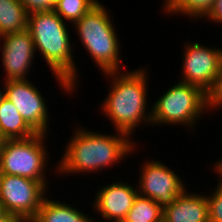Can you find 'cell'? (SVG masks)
<instances>
[{
    "label": "cell",
    "instance_id": "ba28073f",
    "mask_svg": "<svg viewBox=\"0 0 222 222\" xmlns=\"http://www.w3.org/2000/svg\"><path fill=\"white\" fill-rule=\"evenodd\" d=\"M48 188L47 181L1 174L0 203L11 216L31 222L38 213Z\"/></svg>",
    "mask_w": 222,
    "mask_h": 222
},
{
    "label": "cell",
    "instance_id": "cb8c5ba5",
    "mask_svg": "<svg viewBox=\"0 0 222 222\" xmlns=\"http://www.w3.org/2000/svg\"><path fill=\"white\" fill-rule=\"evenodd\" d=\"M213 168L214 169L212 171H214L213 173H215L217 175V177H219L217 180V184L218 186L222 187V157L221 159H217V161L213 162Z\"/></svg>",
    "mask_w": 222,
    "mask_h": 222
},
{
    "label": "cell",
    "instance_id": "44dd1931",
    "mask_svg": "<svg viewBox=\"0 0 222 222\" xmlns=\"http://www.w3.org/2000/svg\"><path fill=\"white\" fill-rule=\"evenodd\" d=\"M28 12L53 10L58 0H20Z\"/></svg>",
    "mask_w": 222,
    "mask_h": 222
},
{
    "label": "cell",
    "instance_id": "5b68a950",
    "mask_svg": "<svg viewBox=\"0 0 222 222\" xmlns=\"http://www.w3.org/2000/svg\"><path fill=\"white\" fill-rule=\"evenodd\" d=\"M170 87L151 103V126L184 125L192 131L203 116L214 111L211 97L201 88L182 81Z\"/></svg>",
    "mask_w": 222,
    "mask_h": 222
},
{
    "label": "cell",
    "instance_id": "6da1fadb",
    "mask_svg": "<svg viewBox=\"0 0 222 222\" xmlns=\"http://www.w3.org/2000/svg\"><path fill=\"white\" fill-rule=\"evenodd\" d=\"M78 127L72 131L54 174L59 173L61 177V174H98L107 167L112 169L113 165L119 166L130 153H135L138 143L126 133L115 131L114 135L92 131L79 125Z\"/></svg>",
    "mask_w": 222,
    "mask_h": 222
},
{
    "label": "cell",
    "instance_id": "3957f363",
    "mask_svg": "<svg viewBox=\"0 0 222 222\" xmlns=\"http://www.w3.org/2000/svg\"><path fill=\"white\" fill-rule=\"evenodd\" d=\"M147 68L115 71L102 74L110 79L109 91L99 110L113 125L115 131L128 134L130 137L136 128L151 126V111L147 100L148 81ZM149 76V78H148ZM148 106V107H147ZM149 109V110H148ZM132 135V136H131Z\"/></svg>",
    "mask_w": 222,
    "mask_h": 222
},
{
    "label": "cell",
    "instance_id": "9a60e30c",
    "mask_svg": "<svg viewBox=\"0 0 222 222\" xmlns=\"http://www.w3.org/2000/svg\"><path fill=\"white\" fill-rule=\"evenodd\" d=\"M37 134L6 97L0 103V136L4 140L27 139Z\"/></svg>",
    "mask_w": 222,
    "mask_h": 222
},
{
    "label": "cell",
    "instance_id": "83f0119b",
    "mask_svg": "<svg viewBox=\"0 0 222 222\" xmlns=\"http://www.w3.org/2000/svg\"><path fill=\"white\" fill-rule=\"evenodd\" d=\"M4 139L0 136V154H1V148L3 145Z\"/></svg>",
    "mask_w": 222,
    "mask_h": 222
},
{
    "label": "cell",
    "instance_id": "d4e9b609",
    "mask_svg": "<svg viewBox=\"0 0 222 222\" xmlns=\"http://www.w3.org/2000/svg\"><path fill=\"white\" fill-rule=\"evenodd\" d=\"M9 216V213L0 203V222L5 220Z\"/></svg>",
    "mask_w": 222,
    "mask_h": 222
},
{
    "label": "cell",
    "instance_id": "277c9868",
    "mask_svg": "<svg viewBox=\"0 0 222 222\" xmlns=\"http://www.w3.org/2000/svg\"><path fill=\"white\" fill-rule=\"evenodd\" d=\"M110 12L99 1L72 26L76 30L75 36H78L80 40L78 42H81L83 48L91 56V60L95 62V66H98L97 68L102 74L123 71L121 65L123 63L121 60L122 55L120 54L121 44Z\"/></svg>",
    "mask_w": 222,
    "mask_h": 222
},
{
    "label": "cell",
    "instance_id": "52a82bcc",
    "mask_svg": "<svg viewBox=\"0 0 222 222\" xmlns=\"http://www.w3.org/2000/svg\"><path fill=\"white\" fill-rule=\"evenodd\" d=\"M183 46L182 73L178 81L197 86L212 97L221 79L222 48L196 41H186Z\"/></svg>",
    "mask_w": 222,
    "mask_h": 222
},
{
    "label": "cell",
    "instance_id": "8992f818",
    "mask_svg": "<svg viewBox=\"0 0 222 222\" xmlns=\"http://www.w3.org/2000/svg\"><path fill=\"white\" fill-rule=\"evenodd\" d=\"M46 136L49 134L37 133L27 139L4 140L0 154V174L48 182L45 173L48 171L45 170H48L50 158Z\"/></svg>",
    "mask_w": 222,
    "mask_h": 222
},
{
    "label": "cell",
    "instance_id": "4316f807",
    "mask_svg": "<svg viewBox=\"0 0 222 222\" xmlns=\"http://www.w3.org/2000/svg\"><path fill=\"white\" fill-rule=\"evenodd\" d=\"M4 97H5V87L3 86V88L1 89V86H0V103Z\"/></svg>",
    "mask_w": 222,
    "mask_h": 222
},
{
    "label": "cell",
    "instance_id": "8fae6325",
    "mask_svg": "<svg viewBox=\"0 0 222 222\" xmlns=\"http://www.w3.org/2000/svg\"><path fill=\"white\" fill-rule=\"evenodd\" d=\"M1 59L5 80L28 79L36 52L28 29L0 37ZM30 69V70H29Z\"/></svg>",
    "mask_w": 222,
    "mask_h": 222
},
{
    "label": "cell",
    "instance_id": "7a4b0ae2",
    "mask_svg": "<svg viewBox=\"0 0 222 222\" xmlns=\"http://www.w3.org/2000/svg\"><path fill=\"white\" fill-rule=\"evenodd\" d=\"M65 22L54 10L33 11L28 14L27 29L35 52L42 55L61 90L72 96L78 90L80 76L73 56L70 27Z\"/></svg>",
    "mask_w": 222,
    "mask_h": 222
},
{
    "label": "cell",
    "instance_id": "7402d4cb",
    "mask_svg": "<svg viewBox=\"0 0 222 222\" xmlns=\"http://www.w3.org/2000/svg\"><path fill=\"white\" fill-rule=\"evenodd\" d=\"M209 19V20H208ZM207 22H213L214 24L222 25V0H215L213 6L207 15L203 18Z\"/></svg>",
    "mask_w": 222,
    "mask_h": 222
},
{
    "label": "cell",
    "instance_id": "603a6c76",
    "mask_svg": "<svg viewBox=\"0 0 222 222\" xmlns=\"http://www.w3.org/2000/svg\"><path fill=\"white\" fill-rule=\"evenodd\" d=\"M212 105L215 111L222 107V69H221V79L217 87L216 93L211 97Z\"/></svg>",
    "mask_w": 222,
    "mask_h": 222
},
{
    "label": "cell",
    "instance_id": "30bf717a",
    "mask_svg": "<svg viewBox=\"0 0 222 222\" xmlns=\"http://www.w3.org/2000/svg\"><path fill=\"white\" fill-rule=\"evenodd\" d=\"M30 79L5 80V97L13 103L21 117L36 132L48 135L50 116L48 103Z\"/></svg>",
    "mask_w": 222,
    "mask_h": 222
},
{
    "label": "cell",
    "instance_id": "e0dca14e",
    "mask_svg": "<svg viewBox=\"0 0 222 222\" xmlns=\"http://www.w3.org/2000/svg\"><path fill=\"white\" fill-rule=\"evenodd\" d=\"M215 0H163L161 12L166 11L167 15H183L190 20H202L210 11ZM163 7V8H162Z\"/></svg>",
    "mask_w": 222,
    "mask_h": 222
},
{
    "label": "cell",
    "instance_id": "5bb4252c",
    "mask_svg": "<svg viewBox=\"0 0 222 222\" xmlns=\"http://www.w3.org/2000/svg\"><path fill=\"white\" fill-rule=\"evenodd\" d=\"M73 206L75 205L62 203L61 200L49 199L46 196L37 215L31 222H97L93 216L90 217L87 213Z\"/></svg>",
    "mask_w": 222,
    "mask_h": 222
},
{
    "label": "cell",
    "instance_id": "ac0fdd59",
    "mask_svg": "<svg viewBox=\"0 0 222 222\" xmlns=\"http://www.w3.org/2000/svg\"><path fill=\"white\" fill-rule=\"evenodd\" d=\"M163 208L154 200L137 195L125 219L120 222H162Z\"/></svg>",
    "mask_w": 222,
    "mask_h": 222
},
{
    "label": "cell",
    "instance_id": "ffe728a7",
    "mask_svg": "<svg viewBox=\"0 0 222 222\" xmlns=\"http://www.w3.org/2000/svg\"><path fill=\"white\" fill-rule=\"evenodd\" d=\"M211 191L210 194L206 192L209 222H222V187L217 185Z\"/></svg>",
    "mask_w": 222,
    "mask_h": 222
},
{
    "label": "cell",
    "instance_id": "d6986e66",
    "mask_svg": "<svg viewBox=\"0 0 222 222\" xmlns=\"http://www.w3.org/2000/svg\"><path fill=\"white\" fill-rule=\"evenodd\" d=\"M98 2V0H58L53 10L73 26Z\"/></svg>",
    "mask_w": 222,
    "mask_h": 222
},
{
    "label": "cell",
    "instance_id": "484cf974",
    "mask_svg": "<svg viewBox=\"0 0 222 222\" xmlns=\"http://www.w3.org/2000/svg\"><path fill=\"white\" fill-rule=\"evenodd\" d=\"M1 222H25L23 219L9 215L5 220Z\"/></svg>",
    "mask_w": 222,
    "mask_h": 222
},
{
    "label": "cell",
    "instance_id": "7c38bea8",
    "mask_svg": "<svg viewBox=\"0 0 222 222\" xmlns=\"http://www.w3.org/2000/svg\"><path fill=\"white\" fill-rule=\"evenodd\" d=\"M123 181V182H122ZM120 179L99 187L95 192L93 211L102 216L101 219L110 222L123 221L131 209L135 197L138 195L137 185L132 186L131 182Z\"/></svg>",
    "mask_w": 222,
    "mask_h": 222
},
{
    "label": "cell",
    "instance_id": "2e32d148",
    "mask_svg": "<svg viewBox=\"0 0 222 222\" xmlns=\"http://www.w3.org/2000/svg\"><path fill=\"white\" fill-rule=\"evenodd\" d=\"M28 14L20 0H0V37L27 29Z\"/></svg>",
    "mask_w": 222,
    "mask_h": 222
},
{
    "label": "cell",
    "instance_id": "9c48e42d",
    "mask_svg": "<svg viewBox=\"0 0 222 222\" xmlns=\"http://www.w3.org/2000/svg\"><path fill=\"white\" fill-rule=\"evenodd\" d=\"M146 160L139 170L138 194L156 201L162 208L172 204L187 189L183 178L161 160L148 157Z\"/></svg>",
    "mask_w": 222,
    "mask_h": 222
},
{
    "label": "cell",
    "instance_id": "4fadbf2b",
    "mask_svg": "<svg viewBox=\"0 0 222 222\" xmlns=\"http://www.w3.org/2000/svg\"><path fill=\"white\" fill-rule=\"evenodd\" d=\"M188 191L186 189L172 204L163 207L162 222H209L206 193Z\"/></svg>",
    "mask_w": 222,
    "mask_h": 222
}]
</instances>
